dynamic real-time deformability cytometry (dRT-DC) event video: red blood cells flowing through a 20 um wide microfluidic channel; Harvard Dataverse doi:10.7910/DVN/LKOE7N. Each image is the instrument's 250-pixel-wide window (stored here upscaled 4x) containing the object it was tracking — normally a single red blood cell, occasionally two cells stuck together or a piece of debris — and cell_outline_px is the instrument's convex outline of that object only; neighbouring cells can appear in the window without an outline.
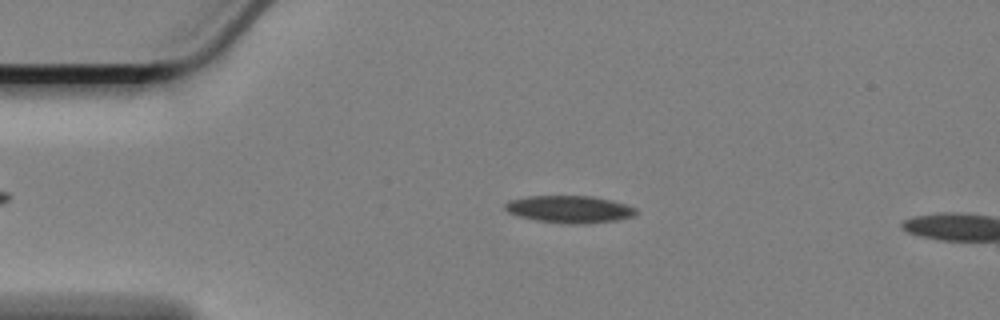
{"species": "Egyptian fruit bat (a non-hibernating species)", "species_latin": "Rousettus aegyptiacus", "temperature_condition": "cold", "stored_images_in_passage": 5, "camera_frame_rate_fps": 3000, "um_per_image_px": 0.085, "animal": {"sex": "female"}, "frame": {"image": 1, "passage_image": 2, "time_ms": 0.333, "image_size_px": [1000, 320], "cell_outline_px": [[636, 212], [632, 216], [616, 220], [580, 224], [568, 224], [536, 220], [520, 216], [508, 212], [504, 208], [504, 204], [508, 200], [528, 196], [592, 196], [612, 200], [636, 208]], "centroid_in_image_um": [48.37, 17.78], "position_along_channel_um": 36.6, "area_um2": 20.63}}